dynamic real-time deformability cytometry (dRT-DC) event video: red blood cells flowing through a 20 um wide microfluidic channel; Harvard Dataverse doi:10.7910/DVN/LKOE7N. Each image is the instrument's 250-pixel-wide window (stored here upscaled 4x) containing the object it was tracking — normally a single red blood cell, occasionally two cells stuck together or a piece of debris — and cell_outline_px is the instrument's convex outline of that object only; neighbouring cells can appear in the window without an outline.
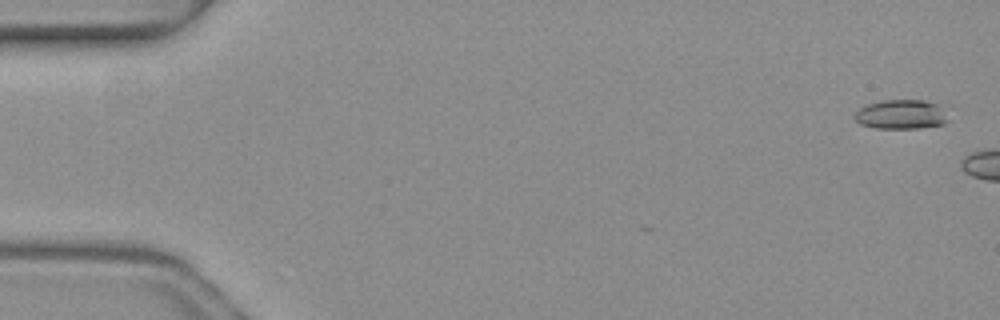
{"species": "common noctule bat (a hibernating species)", "species_latin": "Nyctalus noctula", "temperature_condition": "warm", "stored_images_in_passage": 2, "camera_frame_rate_fps": 3000, "um_per_image_px": 0.085, "animal": {"sex": "female", "body_mass_g": 19.3, "forearm_length_mm": 54.1}, "frame": {"image": 1, "passage_image": 1, "time_ms": 0.0, "image_size_px": [1000, 320], "cell_outline_px": [[948, 120], [944, 124], [916, 128], [876, 128], [860, 124], [852, 116], [860, 108], [868, 104], [880, 100], [924, 100], [936, 104], [944, 108]], "centroid_in_image_um": [76.59, 9.72], "position_along_channel_um": 8.4, "area_um2": 16.01}}